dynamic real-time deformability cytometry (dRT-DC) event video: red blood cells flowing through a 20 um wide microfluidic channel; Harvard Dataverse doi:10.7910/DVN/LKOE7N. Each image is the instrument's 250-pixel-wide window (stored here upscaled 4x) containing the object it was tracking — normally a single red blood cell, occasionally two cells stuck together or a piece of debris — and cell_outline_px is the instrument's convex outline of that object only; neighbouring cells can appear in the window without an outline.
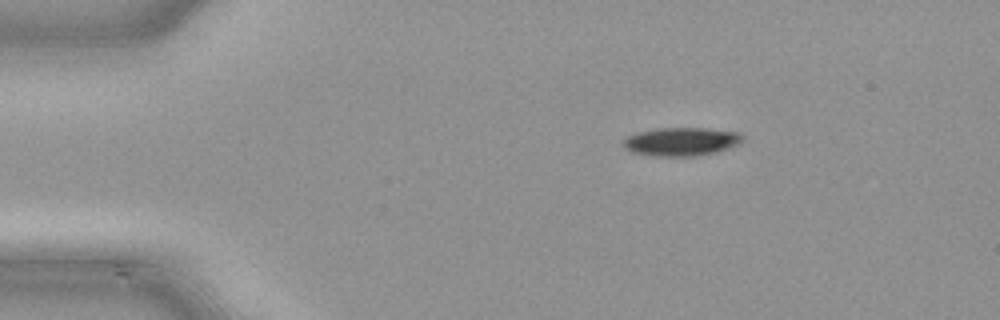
{"species": "common noctule bat (a hibernating species)", "species_latin": "Nyctalus noctula", "temperature_condition": "cold", "stored_images_in_passage": 41, "camera_frame_rate_fps": 3000, "um_per_image_px": 0.085, "animal": {"sex": "male", "body_mass_g": 21.5, "forearm_length_mm": 52.0}, "frame": {"image": 1, "passage_image": 1, "time_ms": 0.0, "image_size_px": [1000, 320], "cell_outline_px": [[744, 140], [736, 144], [716, 152], [696, 156], [656, 156], [632, 152], [624, 148], [624, 140], [628, 136], [636, 132], [656, 128], [708, 128], [740, 132], [744, 136]], "centroid_in_image_um": [57.91, 12.02], "position_along_channel_um": 27.1, "area_um2": 19.77}}
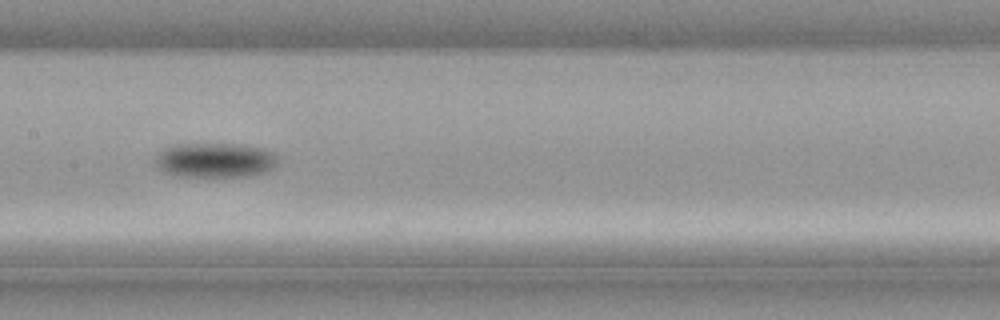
{"frame": {"image": 2, "passage_image": 17, "time_ms": 5.333, "image_size_px": [1000, 320], "cell_outline_px": [[280, 164], [264, 172], [248, 176], [176, 176], [164, 172], [156, 164], [156, 156], [164, 148], [172, 144], [244, 144], [264, 148], [276, 152]], "centroid_in_image_um": [18.34, 13.6], "position_along_channel_um": 189.1, "area_um2": 25.09}}
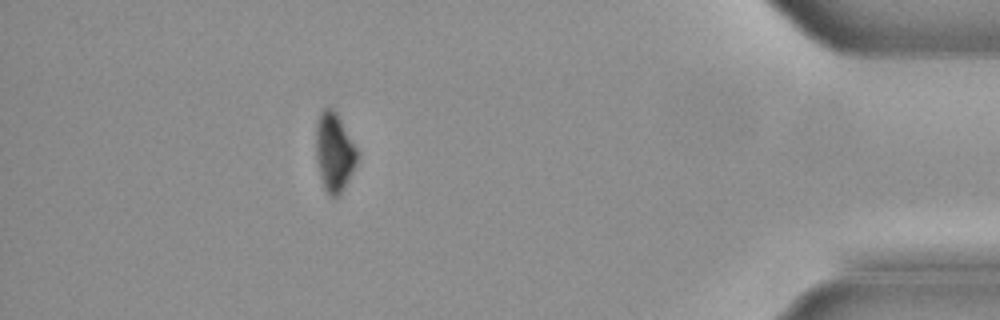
{"frame": {"image": 3, "passage_image": 36, "time_ms": 11.667, "image_size_px": [1000, 320], "cell_outline_px": [[356, 164], [340, 196], [332, 196], [324, 188], [320, 176], [316, 160], [316, 120], [320, 112], [324, 108], [332, 108], [336, 112], [356, 148]], "centroid_in_image_um": [28.38, 12.93], "position_along_channel_um": 406.8, "area_um2": 18.61}}